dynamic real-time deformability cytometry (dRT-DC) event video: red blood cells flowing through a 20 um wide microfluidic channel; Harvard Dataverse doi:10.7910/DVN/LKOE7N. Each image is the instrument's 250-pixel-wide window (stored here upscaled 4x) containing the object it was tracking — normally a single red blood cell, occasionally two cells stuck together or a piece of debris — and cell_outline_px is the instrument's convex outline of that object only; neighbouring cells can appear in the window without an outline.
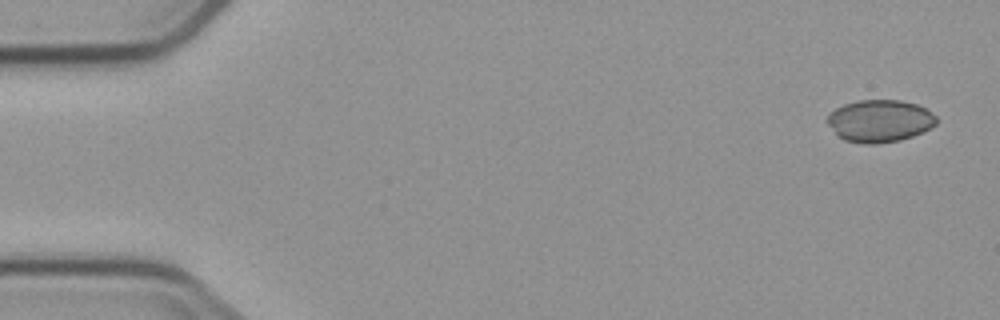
{"species": "common noctule bat (a hibernating species)", "species_latin": "Nyctalus noctula", "temperature_condition": "cold", "stored_images_in_passage": 3, "segment_of_instrument_passage": [2, 2], "camera_frame_rate_fps": 3000, "um_per_image_px": 0.085, "animal": {"sex": "male", "body_mass_g": 23.1, "forearm_length_mm": 52.7}, "frame": {"image": 1, "passage_image": 3, "time_ms": 2.333, "image_size_px": [1000, 320], "cell_outline_px": [[936, 124], [912, 136], [900, 140], [876, 144], [864, 144], [844, 140], [836, 136], [824, 120], [828, 112], [844, 104], [856, 100], [900, 100], [916, 104], [928, 108], [936, 116]], "centroid_in_image_um": [74.71, 10.27], "position_along_channel_um": 10.3, "area_um2": 27.28}}